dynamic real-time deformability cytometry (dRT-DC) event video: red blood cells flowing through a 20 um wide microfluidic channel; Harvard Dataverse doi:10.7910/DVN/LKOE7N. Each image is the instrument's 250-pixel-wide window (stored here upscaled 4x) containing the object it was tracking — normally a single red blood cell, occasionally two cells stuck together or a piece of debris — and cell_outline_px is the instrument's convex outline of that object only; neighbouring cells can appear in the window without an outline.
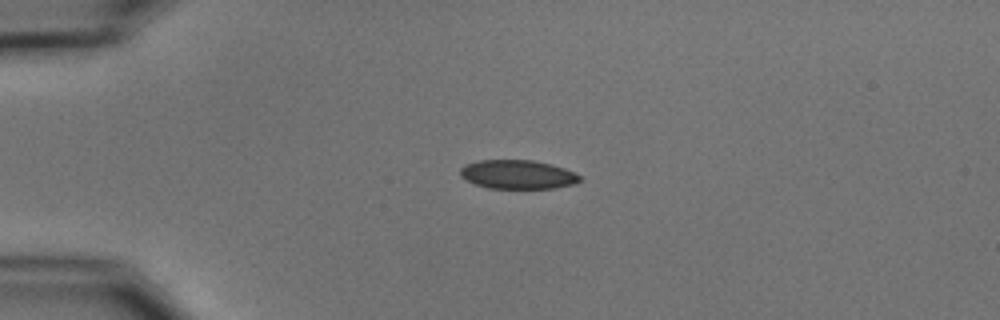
{"species": "common noctule bat (a hibernating species)", "species_latin": "Nyctalus noctula", "temperature_condition": "cold", "stored_images_in_passage": 5, "camera_frame_rate_fps": 3000, "um_per_image_px": 0.085, "animal": {"sex": "male", "body_mass_g": 15.6}, "frame": {"image": 1, "passage_image": 3, "time_ms": 2.333, "image_size_px": [1000, 320], "cell_outline_px": [[580, 180], [572, 184], [552, 188], [488, 188], [476, 184], [460, 176], [460, 168], [464, 164], [476, 160], [532, 160], [552, 164], [564, 168], [580, 176]], "centroid_in_image_um": [43.95, 14.81], "position_along_channel_um": 41.0, "area_um2": 20.0}}